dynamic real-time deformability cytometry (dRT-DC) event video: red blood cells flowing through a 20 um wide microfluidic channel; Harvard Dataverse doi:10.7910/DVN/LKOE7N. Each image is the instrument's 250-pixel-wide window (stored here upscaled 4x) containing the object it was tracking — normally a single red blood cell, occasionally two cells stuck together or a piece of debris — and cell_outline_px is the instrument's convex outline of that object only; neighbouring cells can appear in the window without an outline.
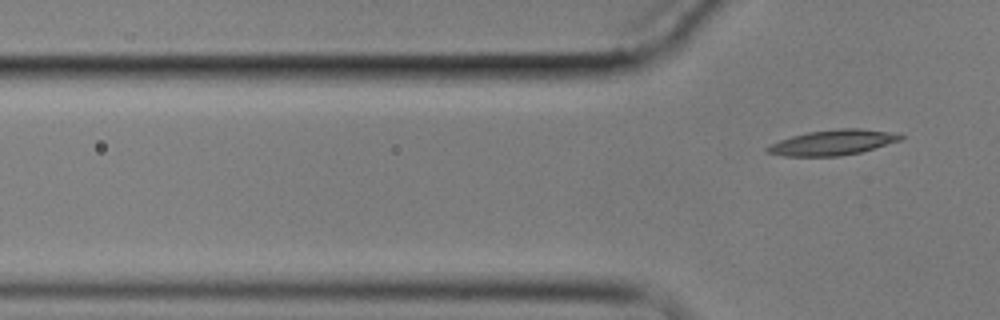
{"species": "common noctule bat (a hibernating species)", "species_latin": "Nyctalus noctula", "temperature_condition": "cold", "stored_images_in_passage": 6, "segment_of_instrument_passage": [2, 2], "camera_frame_rate_fps": 3000, "um_per_image_px": 0.085, "animal": {"sex": "male", "body_mass_g": 17.9}, "frame": {"image": 1, "passage_image": 6, "time_ms": 6.0, "image_size_px": [1000, 320], "cell_outline_px": [[904, 136], [900, 140], [860, 152], [840, 156], [784, 156], [764, 152], [764, 148], [780, 140], [792, 136], [808, 132], [840, 128], [860, 128], [888, 132]], "centroid_in_image_um": [70.72, 12.12], "position_along_channel_um": 55.1, "area_um2": 19.36}}